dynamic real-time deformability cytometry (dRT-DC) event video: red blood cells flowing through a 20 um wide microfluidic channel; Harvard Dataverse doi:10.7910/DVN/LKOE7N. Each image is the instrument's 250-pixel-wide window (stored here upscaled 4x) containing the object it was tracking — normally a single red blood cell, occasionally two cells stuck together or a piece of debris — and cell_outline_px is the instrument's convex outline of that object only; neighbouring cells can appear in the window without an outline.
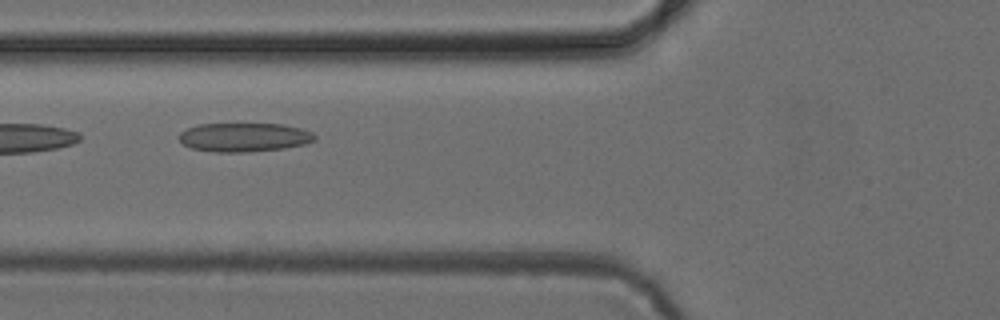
{"species": "common noctule bat (a hibernating species)", "species_latin": "Nyctalus noctula", "temperature_condition": "cold", "stored_images_in_passage": 9, "camera_frame_rate_fps": 3000, "um_per_image_px": 0.085, "animal": {"sex": "female", "body_mass_g": 24.6, "forearm_length_mm": 56.2}, "frame": {"image": 1, "passage_image": 7, "time_ms": 7.0, "image_size_px": [1000, 320], "cell_outline_px": [[316, 140], [304, 144], [284, 148], [248, 152], [216, 152], [192, 148], [184, 144], [180, 140], [180, 132], [188, 128], [200, 124], [284, 124], [300, 128], [312, 132], [316, 136]], "centroid_in_image_um": [20.78, 11.66], "position_along_channel_um": 105.0, "area_um2": 22.72}}
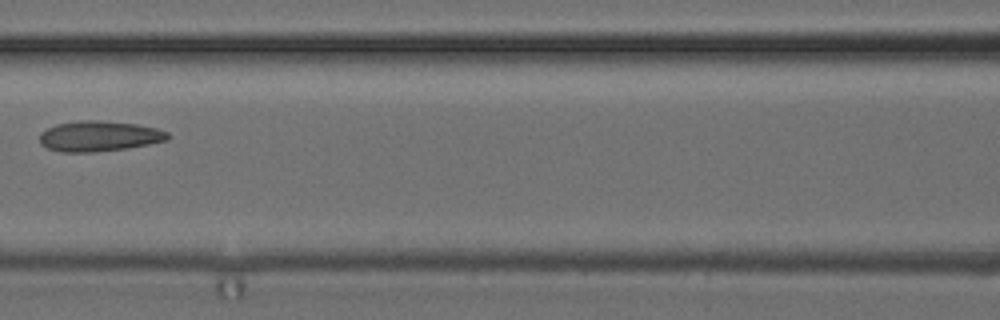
{"frame": {"image": 2, "passage_image": 8, "time_ms": 8.333, "image_size_px": [1000, 320], "cell_outline_px": [[172, 136], [168, 140], [128, 148], [92, 152], [60, 152], [48, 148], [40, 144], [40, 132], [56, 124], [80, 120], [100, 120], [136, 124], [156, 128], [168, 132]], "centroid_in_image_um": [8.43, 11.57], "position_along_channel_um": 158.2, "area_um2": 22.83}}
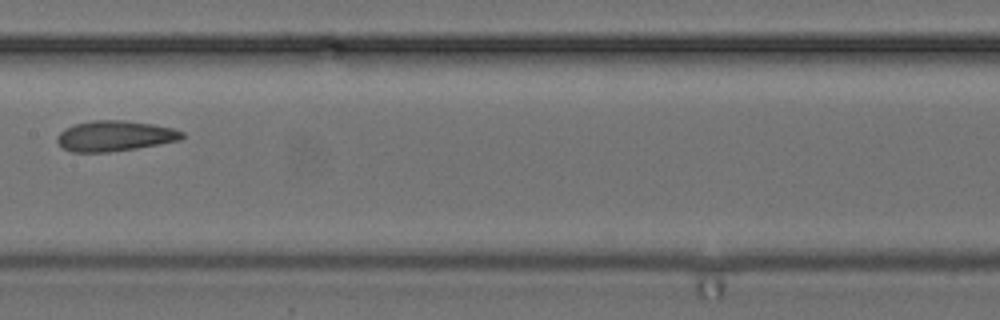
{"frame": {"image": 3, "passage_image": 9, "time_ms": 9.333, "image_size_px": [1000, 320], "cell_outline_px": [[184, 136], [180, 140], [160, 144], [136, 148], [108, 152], [72, 152], [64, 148], [56, 140], [56, 136], [64, 128], [76, 124], [92, 120], [124, 120], [152, 124], [172, 128], [184, 132]], "centroid_in_image_um": [9.75, 11.55], "position_along_channel_um": 197.7, "area_um2": 22.14}}